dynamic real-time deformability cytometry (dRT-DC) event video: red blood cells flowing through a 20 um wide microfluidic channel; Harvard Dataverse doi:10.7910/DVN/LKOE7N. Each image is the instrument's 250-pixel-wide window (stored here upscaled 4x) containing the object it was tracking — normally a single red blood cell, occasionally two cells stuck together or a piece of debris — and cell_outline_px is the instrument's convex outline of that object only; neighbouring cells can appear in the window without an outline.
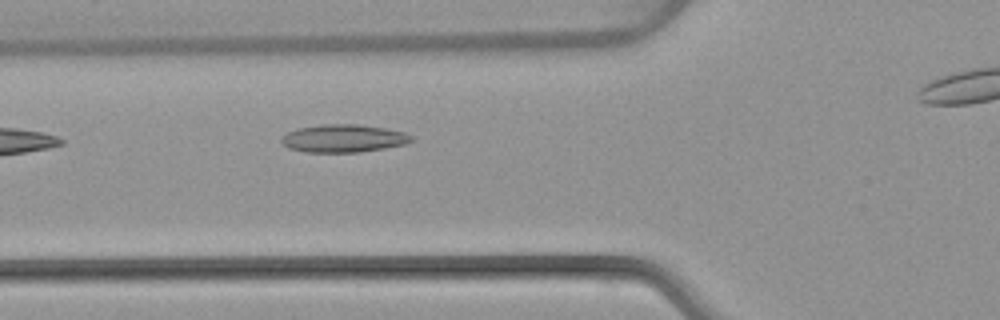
{"species": "common noctule bat (a hibernating species)", "species_latin": "Nyctalus noctula", "temperature_condition": "warm", "stored_images_in_passage": 5, "camera_frame_rate_fps": 3000, "um_per_image_px": 0.085, "animal": {"sex": "female", "body_mass_g": 22.7, "forearm_length_mm": 54.2}, "frame": {"image": 1, "passage_image": 4, "time_ms": 3.667, "image_size_px": [1000, 320], "cell_outline_px": [[412, 140], [404, 144], [384, 148], [360, 152], [304, 152], [288, 148], [280, 140], [280, 136], [296, 128], [324, 124], [356, 124], [384, 128], [404, 132], [412, 136]], "centroid_in_image_um": [29.14, 11.76], "position_along_channel_um": 96.7, "area_um2": 21.04}}